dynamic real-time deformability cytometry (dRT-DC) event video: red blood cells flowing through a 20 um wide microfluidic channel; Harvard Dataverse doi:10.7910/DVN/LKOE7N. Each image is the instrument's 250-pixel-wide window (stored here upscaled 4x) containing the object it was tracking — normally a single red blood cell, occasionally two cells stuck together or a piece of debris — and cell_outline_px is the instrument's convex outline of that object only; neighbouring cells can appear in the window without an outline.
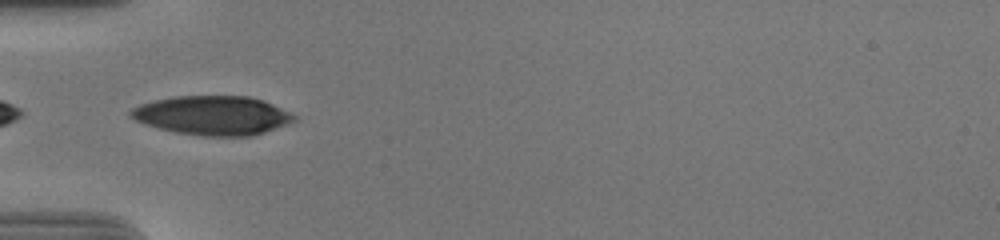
{"species": "human", "species_latin": "Homo sapiens", "temperature_condition": "cold", "stored_images_in_passage": 37, "camera_frame_rate_fps": 3000, "um_per_image_px": 0.085, "donor": {"sex": "male"}, "frame": {"image": 1, "passage_image": 1, "time_ms": 0.0, "image_size_px": [1000, 240], "cell_outline_px": [[296, 120], [288, 124], [252, 136], [204, 136], [176, 132], [160, 128], [136, 120], [128, 116], [128, 112], [132, 108], [140, 104], [156, 100], [176, 96], [248, 96], [264, 100], [296, 116]], "centroid_in_image_um": [18.07, 9.81], "position_along_channel_um": 66.9, "area_um2": 36.99}}
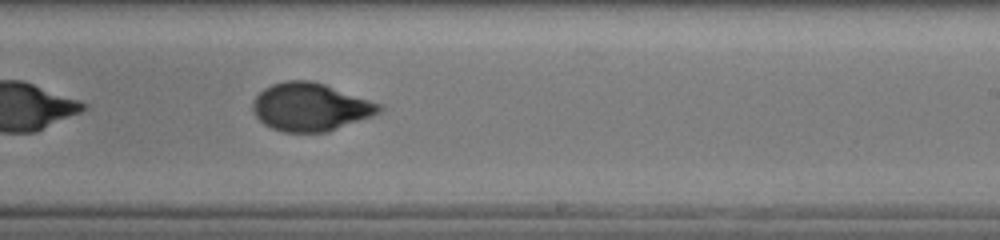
{"frame": {"image": 2, "passage_image": 17, "time_ms": 5.333, "image_size_px": [1000, 240], "cell_outline_px": [[384, 108], [380, 112], [372, 116], [328, 132], [284, 132], [272, 128], [264, 124], [252, 112], [252, 100], [264, 88], [272, 84], [284, 80], [312, 80], [384, 104]], "centroid_in_image_um": [26.4, 9.09], "position_along_channel_um": 262.6, "area_um2": 35.66}}
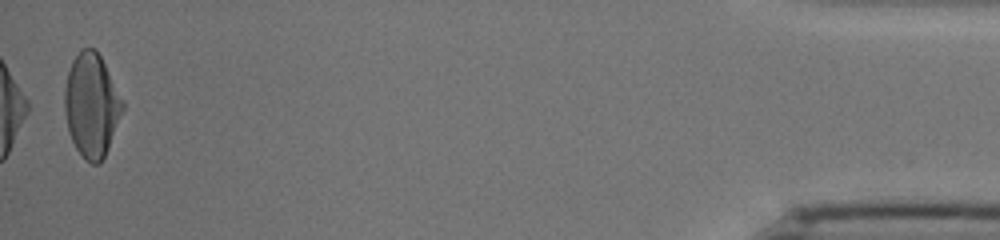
{"frame": {"image": 3, "passage_image": 37, "time_ms": 12.0, "image_size_px": [1000, 240], "cell_outline_px": [[124, 108], [108, 148], [100, 164], [92, 164], [84, 160], [76, 148], [68, 132], [64, 112], [64, 88], [68, 72], [72, 60], [80, 48], [96, 48], [124, 100]], "centroid_in_image_um": [7.77, 8.94], "position_along_channel_um": 427.4, "area_um2": 35.32}, "authors_computed_cell_mechanics": {"area_um2": 35.4314, "velocity_mm_per_s": 3.7039, "shape_relaxation_time_tau1_ms": 7.1173, "shape_relaxation_time_tau2_ms": 1.1332, "deformation_change_tau1": 0.2365, "deformation_change_tau2": 0.0494}}